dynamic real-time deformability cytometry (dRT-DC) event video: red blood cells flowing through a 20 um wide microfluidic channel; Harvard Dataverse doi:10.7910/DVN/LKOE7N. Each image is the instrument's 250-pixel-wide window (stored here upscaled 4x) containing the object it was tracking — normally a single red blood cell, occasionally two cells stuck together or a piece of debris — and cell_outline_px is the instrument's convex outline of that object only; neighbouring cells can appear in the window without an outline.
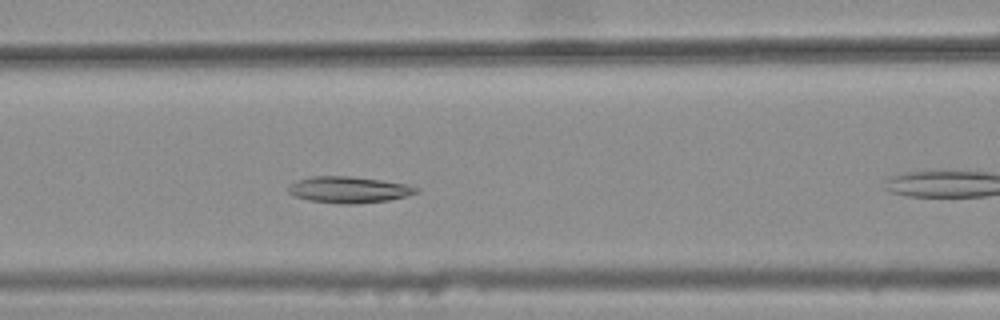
{"species": "common noctule bat (a hibernating species)", "species_latin": "Nyctalus noctula", "temperature_condition": "warm", "stored_images_in_passage": 32, "camera_frame_rate_fps": 3000, "um_per_image_px": 0.085, "animal": {"sex": "female", "body_mass_g": 25.1}, "frame": {"image": 1, "passage_image": 9, "time_ms": 2.667, "image_size_px": [1000, 320], "cell_outline_px": [[420, 192], [408, 196], [388, 200], [356, 204], [336, 204], [308, 200], [296, 196], [288, 192], [288, 188], [292, 184], [300, 180], [312, 176], [348, 176], [380, 180], [408, 184], [420, 188]], "centroid_in_image_um": [29.72, 16.13], "position_along_channel_um": 136.9, "area_um2": 19.65}}
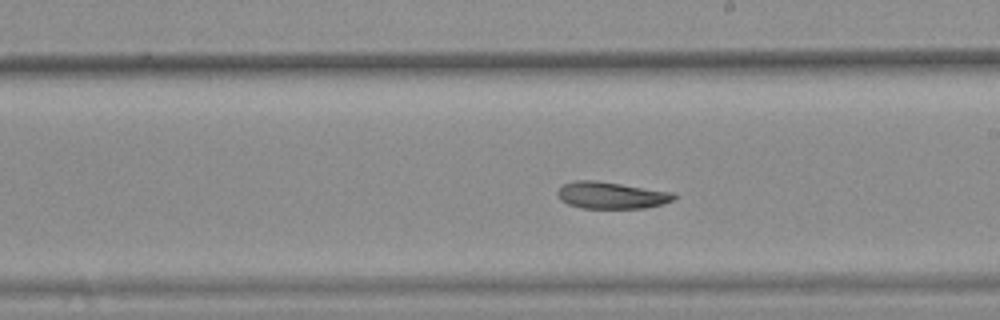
{"frame": {"image": 2, "passage_image": 17, "time_ms": 5.333, "image_size_px": [1000, 320], "cell_outline_px": [[676, 196], [672, 200], [664, 204], [644, 208], [580, 208], [568, 204], [560, 200], [556, 192], [564, 184], [576, 180], [596, 180], [676, 192]], "centroid_in_image_um": [51.98, 16.59], "position_along_channel_um": 237.0, "area_um2": 18.38}}
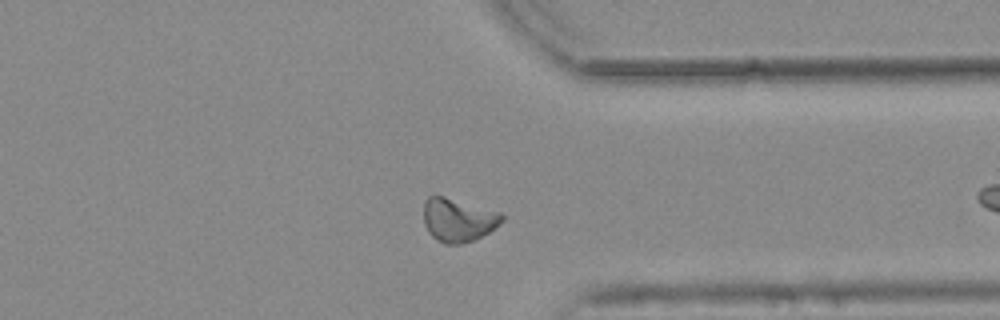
{"frame": {"image": 3, "passage_image": 28, "time_ms": 9.0, "image_size_px": [1000, 320], "cell_outline_px": [[504, 220], [488, 232], [472, 240], [460, 244], [444, 244], [436, 240], [428, 232], [424, 224], [424, 200], [428, 196], [444, 196], [500, 212], [504, 216]], "centroid_in_image_um": [38.91, 18.69], "position_along_channel_um": 372.5, "area_um2": 19.71}, "authors_computed_cell_mechanics": {"area_um2": 19.0162, "velocity_mm_per_s": 3.7633, "shape_relaxation_time_tau1_ms": null, "shape_relaxation_time_tau2_ms": 10.2875, "deformation_change_tau1": null, "deformation_change_tau2": 0.1554}}